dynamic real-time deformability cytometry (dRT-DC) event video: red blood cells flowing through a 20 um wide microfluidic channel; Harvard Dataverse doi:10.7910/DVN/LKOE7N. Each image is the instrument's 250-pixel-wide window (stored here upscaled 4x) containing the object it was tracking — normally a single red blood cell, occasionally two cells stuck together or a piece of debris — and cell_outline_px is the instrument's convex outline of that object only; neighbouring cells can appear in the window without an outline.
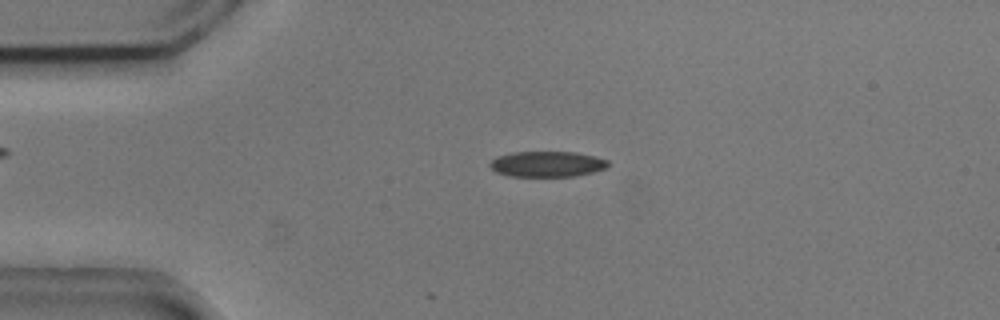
{"species": "common noctule bat (a hibernating species)", "species_latin": "Nyctalus noctula", "temperature_condition": "cold", "stored_images_in_passage": 3, "camera_frame_rate_fps": 3000, "um_per_image_px": 0.085, "animal": {"sex": "male", "body_mass_g": 20.5, "forearm_length_mm": 52.5}, "frame": {"image": 1, "passage_image": 3, "time_ms": 0.667, "image_size_px": [1000, 320], "cell_outline_px": [[608, 168], [576, 176], [508, 176], [496, 172], [488, 164], [496, 156], [512, 152], [576, 152], [596, 156], [608, 160]], "centroid_in_image_um": [46.51, 13.94], "position_along_channel_um": 38.5, "area_um2": 17.74}}